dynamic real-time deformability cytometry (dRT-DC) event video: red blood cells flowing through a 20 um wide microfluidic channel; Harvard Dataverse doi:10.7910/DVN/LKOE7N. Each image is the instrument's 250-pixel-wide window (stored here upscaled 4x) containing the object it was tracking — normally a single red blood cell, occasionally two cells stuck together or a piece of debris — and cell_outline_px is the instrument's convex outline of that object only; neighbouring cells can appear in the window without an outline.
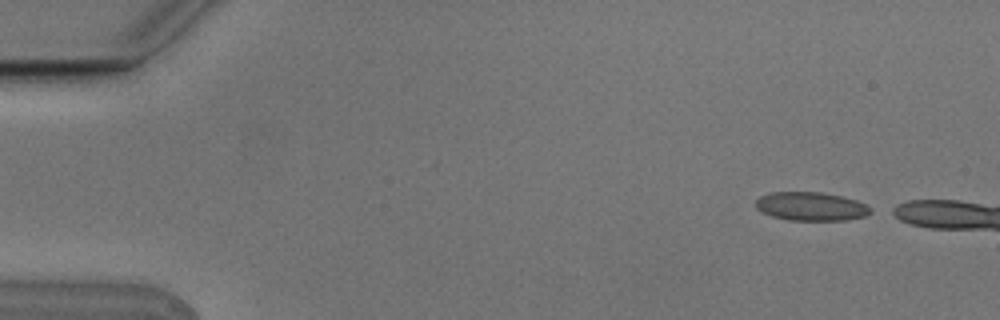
{"species": "Egyptian fruit bat (a non-hibernating species)", "species_latin": "Rousettus aegyptiacus", "temperature_condition": "cold", "stored_images_in_passage": 3, "camera_frame_rate_fps": 3000, "um_per_image_px": 0.085, "animal": {"sex": "male"}, "frame": {"image": 1, "passage_image": 1, "time_ms": 0.0, "image_size_px": [1000, 320], "cell_outline_px": [[872, 212], [864, 216], [844, 220], [788, 220], [772, 216], [756, 208], [756, 200], [760, 196], [772, 192], [820, 192], [840, 196], [856, 200], [872, 208]], "centroid_in_image_um": [68.93, 17.54], "position_along_channel_um": 16.1, "area_um2": 18.96}}